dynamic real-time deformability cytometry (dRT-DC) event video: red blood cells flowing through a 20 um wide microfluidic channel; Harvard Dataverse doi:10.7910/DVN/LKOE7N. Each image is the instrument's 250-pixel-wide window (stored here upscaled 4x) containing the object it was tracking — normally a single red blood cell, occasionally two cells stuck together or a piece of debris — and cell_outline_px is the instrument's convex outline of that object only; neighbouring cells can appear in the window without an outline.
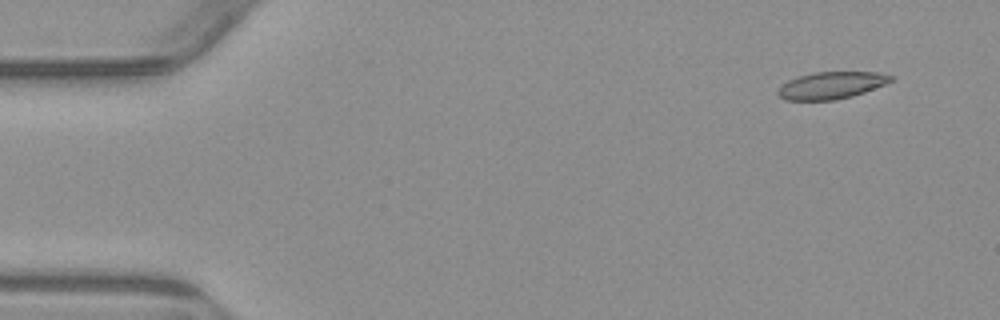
{"species": "common noctule bat (a hibernating species)", "species_latin": "Nyctalus noctula", "temperature_condition": "warm", "stored_images_in_passage": 4, "camera_frame_rate_fps": 3000, "um_per_image_px": 0.085, "animal": {"sex": "male", "body_mass_g": 23.1, "forearm_length_mm": 52.7}, "frame": {"image": 1, "passage_image": 1, "time_ms": 0.0, "image_size_px": [1000, 320], "cell_outline_px": [[896, 76], [892, 80], [884, 84], [864, 92], [852, 96], [836, 100], [784, 100], [776, 92], [788, 80], [800, 76], [816, 72], [880, 72]], "centroid_in_image_um": [70.69, 7.25], "position_along_channel_um": 14.3, "area_um2": 17.69}}
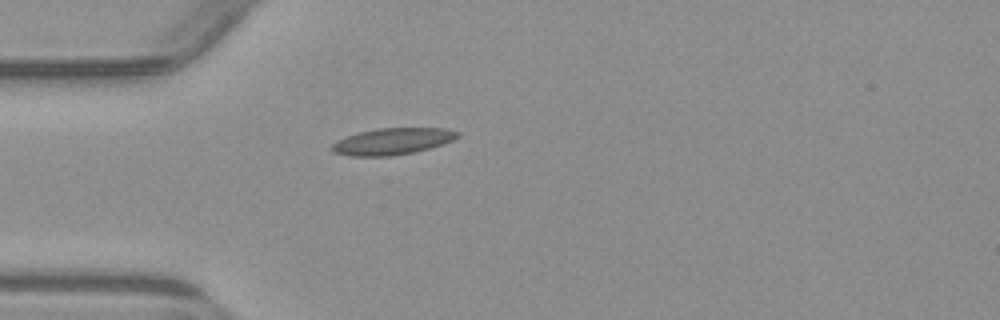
{"frame": {"image": 2, "passage_image": 4, "time_ms": 3.667, "image_size_px": [1000, 320], "cell_outline_px": [[460, 136], [444, 144], [412, 152], [392, 156], [348, 156], [332, 152], [332, 144], [336, 140], [360, 132], [376, 128], [448, 128], [460, 132]], "centroid_in_image_um": [33.37, 12.01], "position_along_channel_um": 51.6, "area_um2": 19.48}}